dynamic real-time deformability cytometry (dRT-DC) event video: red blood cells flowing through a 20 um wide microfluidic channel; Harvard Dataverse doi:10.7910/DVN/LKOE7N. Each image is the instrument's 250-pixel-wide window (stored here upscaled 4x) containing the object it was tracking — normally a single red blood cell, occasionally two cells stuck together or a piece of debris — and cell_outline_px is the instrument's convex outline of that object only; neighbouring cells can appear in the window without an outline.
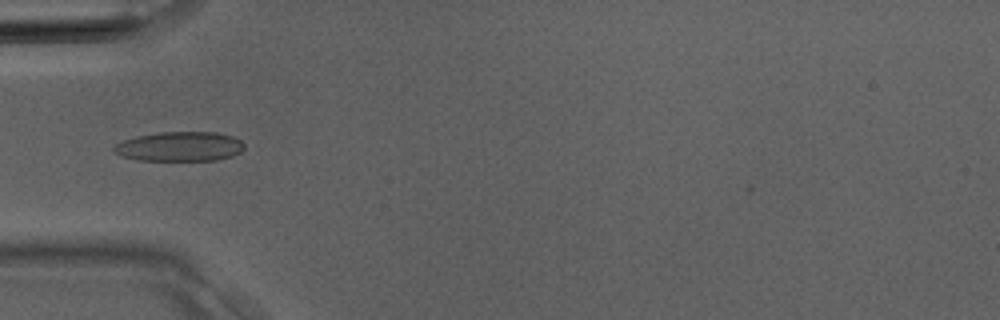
{"species": "Egyptian fruit bat (a non-hibernating species)", "species_latin": "Rousettus aegyptiacus", "temperature_condition": "room temperature", "stored_images_in_passage": 36, "camera_frame_rate_fps": 3000, "um_per_image_px": 0.085, "animal": {"sex": "male"}, "frame": {"image": 1, "passage_image": 11, "time_ms": 3.333, "image_size_px": [1000, 320], "cell_outline_px": [[244, 148], [240, 152], [232, 156], [216, 160], [140, 160], [120, 156], [112, 148], [116, 144], [124, 140], [136, 136], [160, 132], [216, 132], [232, 136], [240, 140], [244, 144]], "centroid_in_image_um": [15.28, 12.45], "position_along_channel_um": 69.7, "area_um2": 22.37}}
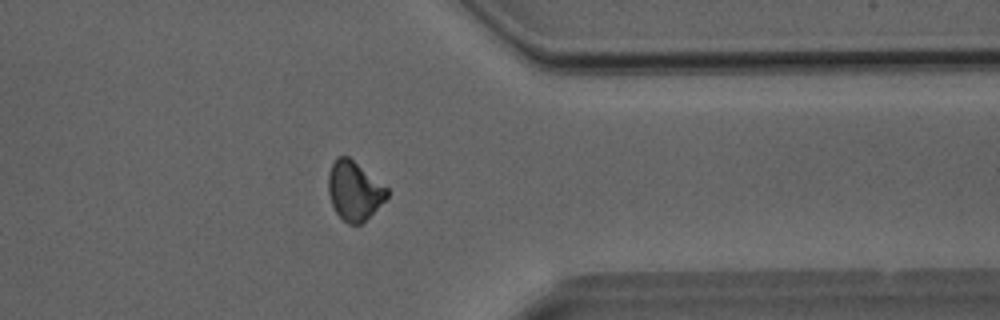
{"frame": {"image": 2, "passage_image": 28, "time_ms": 9.0, "image_size_px": [1000, 320], "cell_outline_px": [[388, 196], [360, 224], [348, 224], [336, 212], [332, 204], [328, 192], [328, 172], [336, 156], [348, 156], [388, 188]], "centroid_in_image_um": [30.08, 16.18], "position_along_channel_um": 381.3, "area_um2": 19.83}}
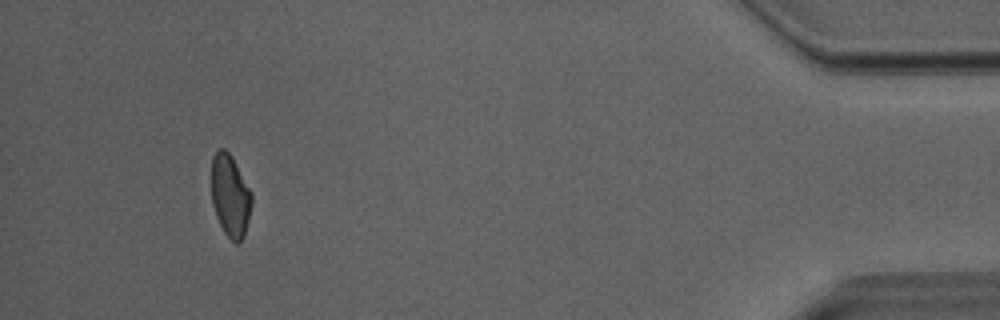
{"frame": {"image": 3, "passage_image": 33, "time_ms": 10.667, "image_size_px": [1000, 320], "cell_outline_px": [[252, 204], [244, 236], [240, 244], [236, 244], [224, 232], [216, 216], [212, 204], [212, 156], [220, 148], [224, 148], [232, 156], [252, 192]], "centroid_in_image_um": [19.58, 16.64], "position_along_channel_um": 415.6, "area_um2": 19.36}}